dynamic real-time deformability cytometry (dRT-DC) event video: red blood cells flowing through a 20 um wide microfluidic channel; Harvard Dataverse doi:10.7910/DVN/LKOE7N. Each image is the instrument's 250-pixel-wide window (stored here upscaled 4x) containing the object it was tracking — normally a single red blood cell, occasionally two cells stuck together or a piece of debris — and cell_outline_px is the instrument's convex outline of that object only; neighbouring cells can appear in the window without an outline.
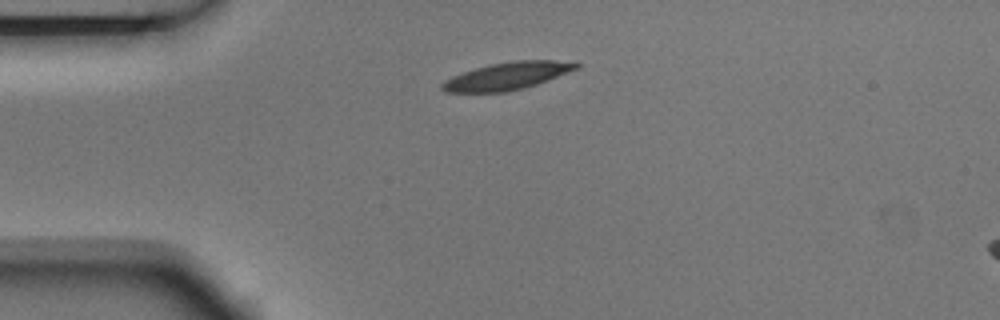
{"species": "Egyptian fruit bat (a non-hibernating species)", "species_latin": "Rousettus aegyptiacus", "temperature_condition": "room temperature", "stored_images_in_passage": 1, "camera_frame_rate_fps": 3000, "um_per_image_px": 0.085, "animal": {"sex": "male"}, "frame": {"image": 1, "passage_image": 1, "time_ms": 0.0, "image_size_px": [1000, 320], "cell_outline_px": [[580, 68], [548, 80], [524, 88], [504, 92], [444, 92], [440, 88], [440, 84], [444, 80], [452, 76], [476, 68], [492, 64], [516, 60], [552, 60], [580, 64]], "centroid_in_image_um": [43.09, 6.47], "position_along_channel_um": 41.9, "area_um2": 21.27}}